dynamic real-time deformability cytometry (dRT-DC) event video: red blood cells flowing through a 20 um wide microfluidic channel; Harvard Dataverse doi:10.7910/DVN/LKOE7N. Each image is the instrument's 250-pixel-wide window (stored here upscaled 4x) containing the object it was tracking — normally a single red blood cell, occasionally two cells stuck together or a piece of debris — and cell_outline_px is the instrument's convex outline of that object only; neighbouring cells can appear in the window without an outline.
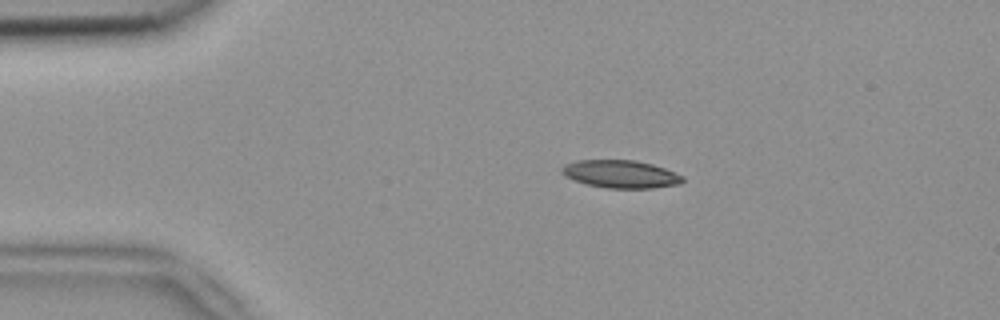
{"species": "common noctule bat (a hibernating species)", "species_latin": "Nyctalus noctula", "temperature_condition": "room temperature", "stored_images_in_passage": 3, "camera_frame_rate_fps": 3000, "um_per_image_px": 0.085, "animal": {"sex": "female", "body_mass_g": 18.4}, "frame": {"image": 1, "passage_image": 1, "time_ms": 0.0, "image_size_px": [1000, 320], "cell_outline_px": [[684, 180], [680, 184], [652, 188], [604, 188], [588, 184], [564, 176], [564, 168], [568, 164], [580, 160], [636, 160], [652, 164], [664, 168], [684, 176]], "centroid_in_image_um": [52.84, 14.8], "position_along_channel_um": 32.2, "area_um2": 19.25}}